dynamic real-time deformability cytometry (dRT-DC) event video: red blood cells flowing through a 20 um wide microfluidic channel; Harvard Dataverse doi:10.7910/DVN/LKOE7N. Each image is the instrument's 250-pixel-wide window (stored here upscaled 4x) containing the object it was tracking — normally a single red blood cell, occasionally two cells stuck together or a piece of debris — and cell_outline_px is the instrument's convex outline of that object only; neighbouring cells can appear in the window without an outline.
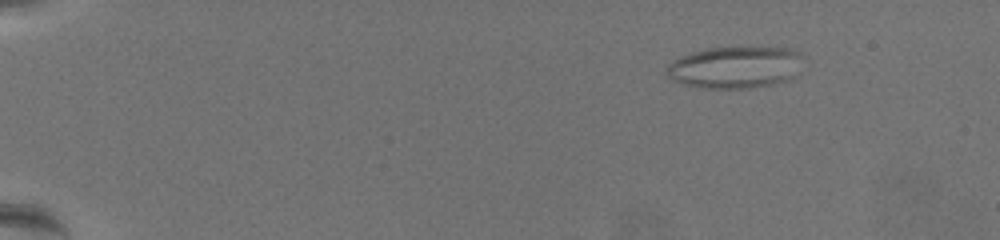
{"species": "common noctule bat (a hibernating species)", "species_latin": "Nyctalus noctula", "temperature_condition": "warm", "stored_images_in_passage": 17, "camera_frame_rate_fps": 3000, "um_per_image_px": 0.085, "animal": {"sex": "female", "body_mass_g": 19.5, "forearm_length_mm": 54.1}, "frame": {"image": 1, "passage_image": 2, "time_ms": 0.333, "image_size_px": [1000, 240], "cell_outline_px": [[800, 56], [792, 80], [772, 84], [748, 88], [704, 88], [684, 84], [672, 80], [668, 76], [668, 64], [680, 56], [692, 52], [708, 48], [792, 48], [800, 52]], "centroid_in_image_um": [62.45, 5.73], "position_along_channel_um": 22.5, "area_um2": 32.77}}